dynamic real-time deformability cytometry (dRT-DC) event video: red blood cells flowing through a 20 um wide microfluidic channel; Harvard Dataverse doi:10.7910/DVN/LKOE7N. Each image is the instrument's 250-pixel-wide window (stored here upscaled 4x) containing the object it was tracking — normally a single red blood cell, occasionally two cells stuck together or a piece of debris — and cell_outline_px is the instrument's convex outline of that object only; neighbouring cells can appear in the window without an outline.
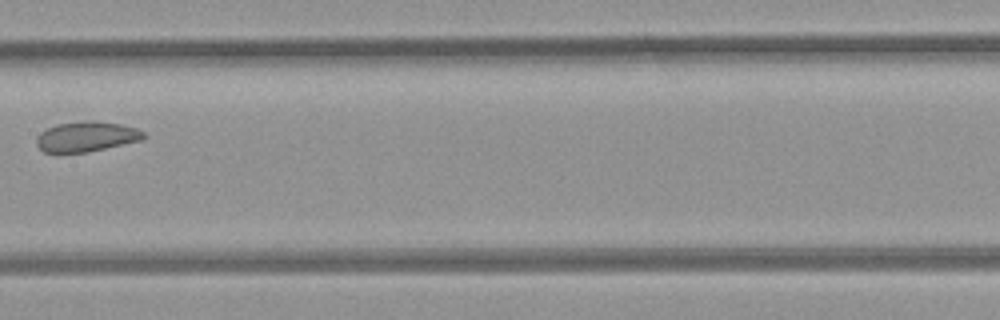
{"species": "common noctule bat (a hibernating species)", "species_latin": "Nyctalus noctula", "temperature_condition": "room temperature", "stored_images_in_passage": 11, "camera_frame_rate_fps": 3000, "um_per_image_px": 0.085, "animal": {"sex": "female", "body_mass_g": 21.9}, "frame": {"image": 1, "passage_image": 10, "time_ms": 3.0, "image_size_px": [1000, 320], "cell_outline_px": [[148, 136], [140, 140], [88, 152], [44, 152], [36, 144], [36, 140], [40, 132], [56, 124], [92, 120], [120, 124], [136, 128], [144, 132]], "centroid_in_image_um": [7.35, 11.6], "position_along_channel_um": 200.0, "area_um2": 18.61}}
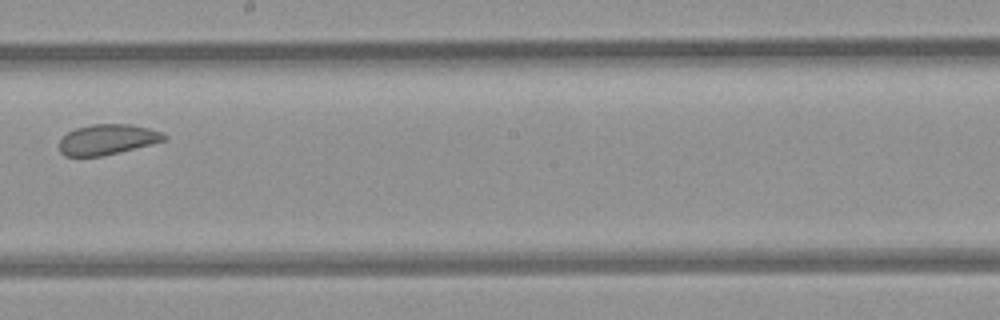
{"frame": {"image": 2, "passage_image": 11, "time_ms": 3.333, "image_size_px": [1000, 320], "cell_outline_px": [[168, 140], [104, 156], [64, 156], [60, 152], [60, 140], [68, 132], [76, 128], [92, 124], [128, 124], [148, 128], [160, 132], [168, 136]], "centroid_in_image_um": [9.15, 11.86], "position_along_channel_um": 239.1, "area_um2": 18.55}}